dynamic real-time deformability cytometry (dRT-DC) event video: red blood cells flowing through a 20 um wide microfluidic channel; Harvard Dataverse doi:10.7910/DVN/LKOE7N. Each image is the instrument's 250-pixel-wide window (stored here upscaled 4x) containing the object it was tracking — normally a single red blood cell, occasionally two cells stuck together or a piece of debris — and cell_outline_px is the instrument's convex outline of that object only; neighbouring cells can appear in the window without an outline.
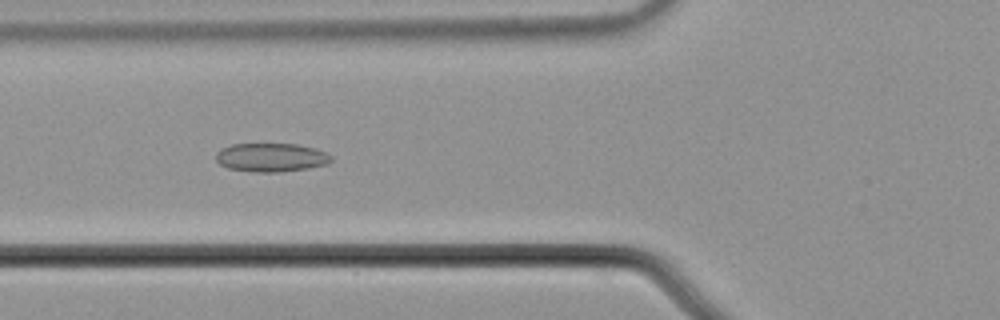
{"species": "common noctule bat (a hibernating species)", "species_latin": "Nyctalus noctula", "temperature_condition": "cold", "stored_images_in_passage": 42, "camera_frame_rate_fps": 3000, "um_per_image_px": 0.085, "animal": {"sex": "male", "body_mass_g": 21.5, "forearm_length_mm": 52.0}, "frame": {"image": 1, "passage_image": 7, "time_ms": 2.0, "image_size_px": [1000, 320], "cell_outline_px": [[332, 160], [328, 164], [308, 168], [280, 172], [252, 172], [228, 168], [220, 164], [216, 160], [216, 152], [220, 148], [232, 144], [296, 144], [316, 148], [332, 156]], "centroid_in_image_um": [23.04, 13.38], "position_along_channel_um": 102.8, "area_um2": 19.36}}
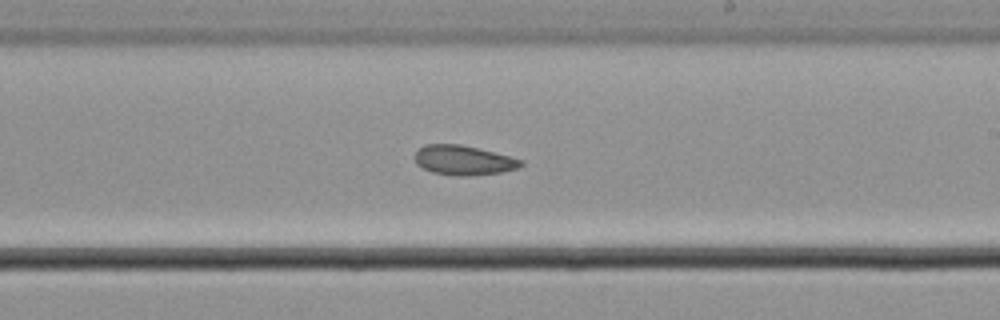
{"frame": {"image": 2, "passage_image": 19, "time_ms": 6.0, "image_size_px": [1000, 320], "cell_outline_px": [[524, 164], [516, 168], [500, 172], [468, 176], [456, 176], [432, 172], [416, 164], [416, 152], [424, 144], [460, 144], [524, 160]], "centroid_in_image_um": [39.39, 13.62], "position_along_channel_um": 249.6, "area_um2": 18.03}}
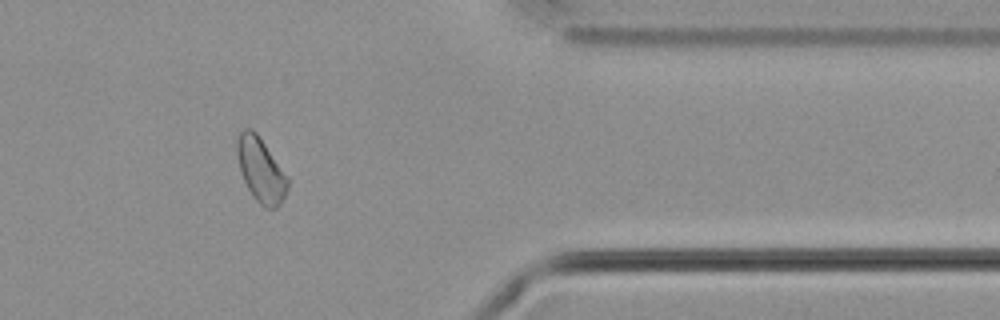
{"frame": {"image": 3, "passage_image": 32, "time_ms": 10.333, "image_size_px": [1000, 320], "cell_outline_px": [[288, 188], [280, 204], [276, 208], [264, 208], [252, 196], [244, 180], [240, 168], [236, 152], [236, 140], [240, 132], [244, 128], [252, 128], [256, 132], [288, 180]], "centroid_in_image_um": [22.13, 14.45], "position_along_channel_um": 389.3, "area_um2": 18.44}, "authors_computed_cell_mechanics": {"area_um2": 18.9584, "velocity_mm_per_s": 3.672, "shape_relaxation_time_tau1_ms": null, "shape_relaxation_time_tau2_ms": 4.1247, "deformation_change_tau1": null, "deformation_change_tau2": 0.0777}}